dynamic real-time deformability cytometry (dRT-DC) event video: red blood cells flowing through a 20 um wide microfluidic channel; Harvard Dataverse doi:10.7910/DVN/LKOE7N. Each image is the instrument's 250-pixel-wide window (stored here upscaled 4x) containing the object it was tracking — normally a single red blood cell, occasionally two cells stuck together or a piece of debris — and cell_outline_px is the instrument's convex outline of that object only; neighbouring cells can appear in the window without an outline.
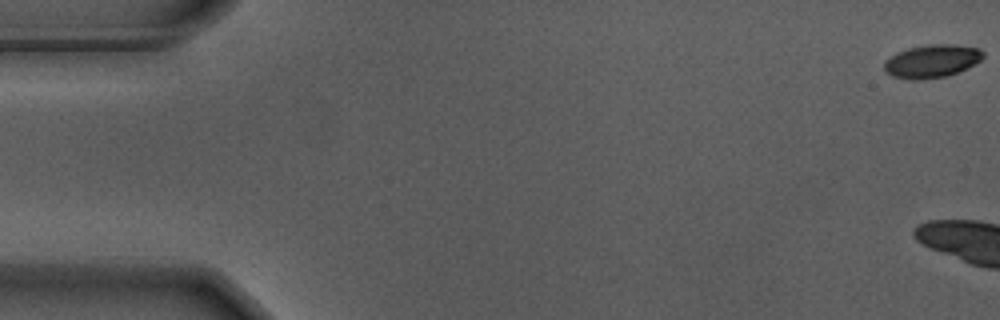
{"species": "Egyptian fruit bat (a non-hibernating species)", "species_latin": "Rousettus aegyptiacus", "temperature_condition": "warm", "stored_images_in_passage": 6, "camera_frame_rate_fps": 3000, "um_per_image_px": 0.085, "animal": {"sex": "male"}, "frame": {"image": 1, "passage_image": 1, "time_ms": 0.0, "image_size_px": [1000, 320], "cell_outline_px": [[984, 56], [980, 60], [956, 72], [944, 76], [916, 80], [892, 76], [884, 68], [884, 60], [896, 52], [908, 48], [928, 44], [952, 44], [980, 48], [984, 52]], "centroid_in_image_um": [79.18, 5.17], "position_along_channel_um": 5.8, "area_um2": 18.79}}